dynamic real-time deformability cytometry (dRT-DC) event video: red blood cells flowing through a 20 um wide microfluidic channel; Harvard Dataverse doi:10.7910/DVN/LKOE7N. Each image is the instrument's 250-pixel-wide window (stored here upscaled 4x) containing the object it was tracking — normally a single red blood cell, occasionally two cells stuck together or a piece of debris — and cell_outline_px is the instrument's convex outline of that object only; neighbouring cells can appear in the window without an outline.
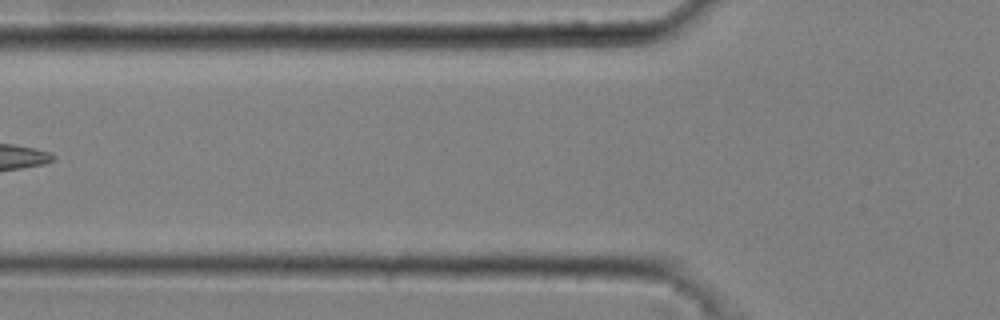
{"species": "common noctule bat (a hibernating species)", "species_latin": "Nyctalus noctula", "temperature_condition": "cold", "stored_images_in_passage": 3, "camera_frame_rate_fps": 3000, "um_per_image_px": 0.085, "animal": {"sex": "male", "body_mass_g": 20.4}, "frame": {"image": 1, "passage_image": 3, "time_ms": 0.667, "image_size_px": [1000, 320], "cell_outline_px": [[636, 280], [532, 280], [496, 276], [488, 272], [500, 268], [568, 268], [632, 272]], "centroid_in_image_um": [47.79, 23.31], "position_along_channel_um": 78.0, "area_um2": 10.64}}